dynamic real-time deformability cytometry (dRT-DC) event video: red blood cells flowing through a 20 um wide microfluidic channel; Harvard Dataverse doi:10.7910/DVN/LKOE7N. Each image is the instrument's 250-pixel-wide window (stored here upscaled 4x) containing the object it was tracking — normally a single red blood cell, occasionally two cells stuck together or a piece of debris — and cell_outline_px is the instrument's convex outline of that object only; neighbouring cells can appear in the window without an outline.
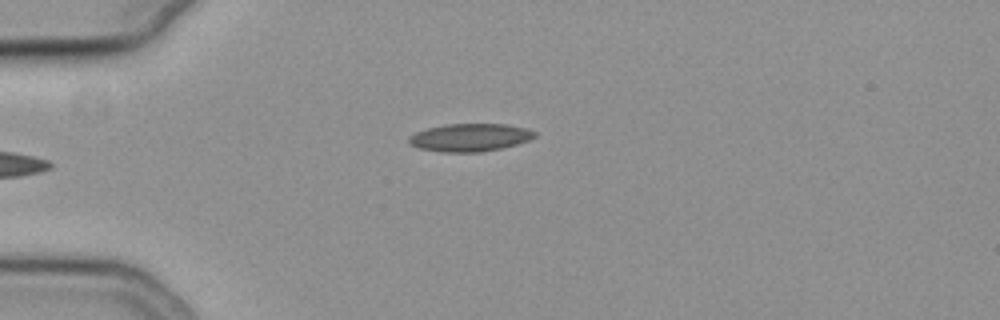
{"species": "common noctule bat (a hibernating species)", "species_latin": "Nyctalus noctula", "temperature_condition": "cold", "stored_images_in_passage": 37, "camera_frame_rate_fps": 3000, "um_per_image_px": 0.085, "animal": {"sex": "female", "body_mass_g": 19.3, "forearm_length_mm": 54.1}, "frame": {"image": 1, "passage_image": 1, "time_ms": 0.0, "image_size_px": [1000, 320], "cell_outline_px": [[536, 136], [528, 140], [516, 144], [500, 148], [480, 152], [444, 152], [420, 148], [412, 144], [408, 140], [416, 132], [428, 128], [448, 124], [508, 124], [524, 128], [536, 132]], "centroid_in_image_um": [39.98, 11.68], "position_along_channel_um": 45.0, "area_um2": 20.0}}
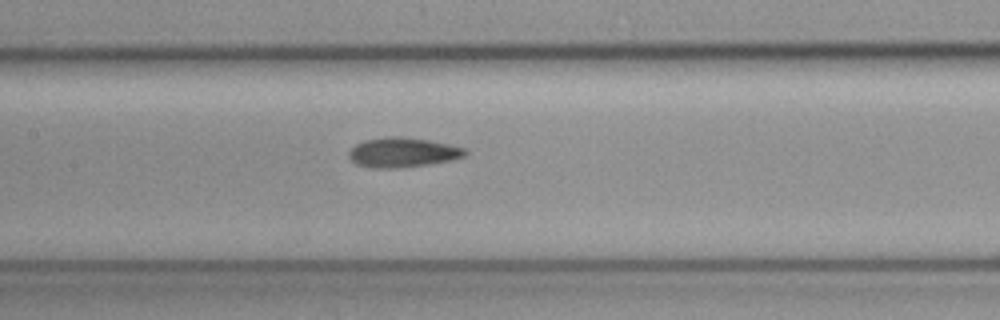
{"frame": {"image": 2, "passage_image": 13, "time_ms": 4.0, "image_size_px": [1000, 320], "cell_outline_px": [[468, 152], [464, 156], [452, 160], [428, 164], [388, 168], [372, 168], [356, 164], [348, 156], [348, 152], [356, 144], [364, 140], [384, 136], [396, 136], [428, 140], [448, 144], [464, 148]], "centroid_in_image_um": [34.2, 12.95], "position_along_channel_um": 173.2, "area_um2": 19.94}}
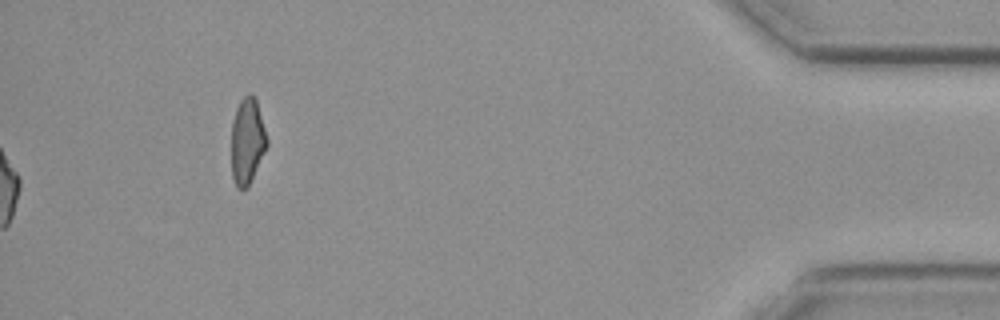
{"frame": {"image": 3, "passage_image": 37, "time_ms": 12.0, "image_size_px": [1000, 320], "cell_outline_px": [[268, 144], [248, 184], [244, 188], [236, 188], [232, 176], [232, 120], [236, 108], [240, 100], [248, 92], [256, 100], [268, 140]], "centroid_in_image_um": [21.0, 11.95], "position_along_channel_um": 414.2, "area_um2": 17.4}, "authors_computed_cell_mechanics": {"area_um2": 19.363, "velocity_mm_per_s": 3.8105, "shape_relaxation_time_tau1_ms": null, "shape_relaxation_time_tau2_ms": 6.6347, "deformation_change_tau1": null, "deformation_change_tau2": 0.1239}}